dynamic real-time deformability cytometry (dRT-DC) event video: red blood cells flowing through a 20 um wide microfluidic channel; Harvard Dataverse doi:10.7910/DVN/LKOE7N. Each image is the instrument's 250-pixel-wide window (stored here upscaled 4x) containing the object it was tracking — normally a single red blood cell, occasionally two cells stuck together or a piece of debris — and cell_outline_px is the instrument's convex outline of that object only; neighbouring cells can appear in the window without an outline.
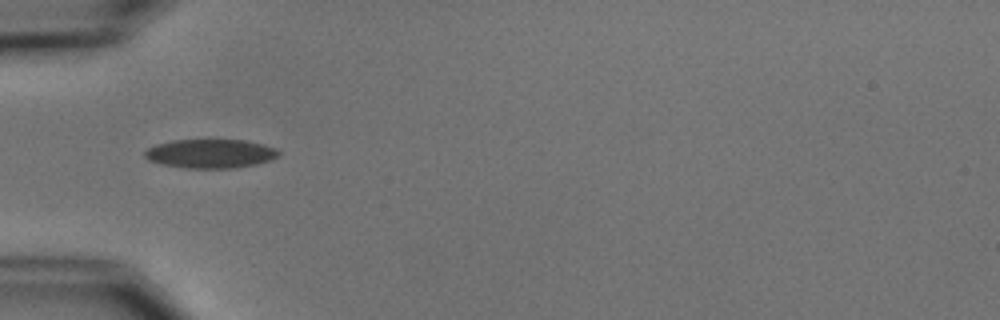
{"species": "common noctule bat (a hibernating species)", "species_latin": "Nyctalus noctula", "temperature_condition": "cold", "stored_images_in_passage": 4, "camera_frame_rate_fps": 3000, "um_per_image_px": 0.085, "animal": {"sex": "male", "body_mass_g": 15.6}, "frame": {"image": 1, "passage_image": 3, "time_ms": 3.0, "image_size_px": [1000, 320], "cell_outline_px": [[280, 156], [272, 160], [256, 164], [236, 168], [184, 168], [160, 164], [148, 160], [144, 156], [144, 152], [148, 148], [156, 144], [172, 140], [244, 140], [264, 144], [276, 148], [280, 152]], "centroid_in_image_um": [17.91, 13.06], "position_along_channel_um": 67.1, "area_um2": 22.83}}